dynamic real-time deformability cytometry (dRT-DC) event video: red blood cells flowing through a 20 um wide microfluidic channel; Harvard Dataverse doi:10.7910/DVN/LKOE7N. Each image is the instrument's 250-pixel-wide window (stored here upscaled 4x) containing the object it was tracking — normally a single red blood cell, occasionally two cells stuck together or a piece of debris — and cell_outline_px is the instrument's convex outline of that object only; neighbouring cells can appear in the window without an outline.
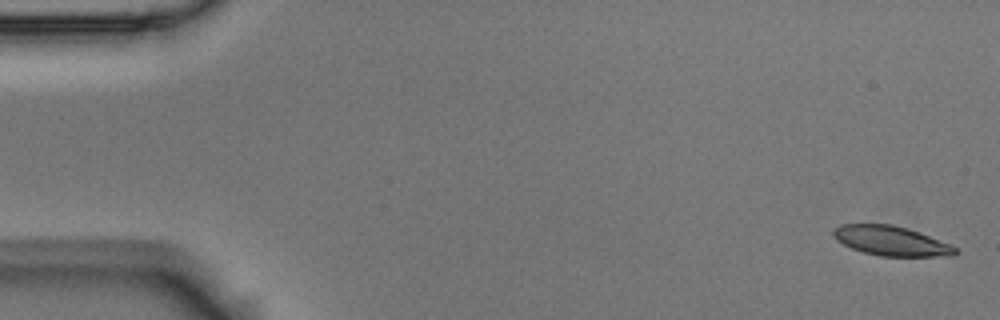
{"species": "Egyptian fruit bat (a non-hibernating species)", "species_latin": "Rousettus aegyptiacus", "temperature_condition": "room temperature", "stored_images_in_passage": 5, "camera_frame_rate_fps": 3000, "um_per_image_px": 0.085, "animal": {"sex": "male"}, "frame": {"image": 1, "passage_image": 1, "time_ms": 0.0, "image_size_px": [1000, 320], "cell_outline_px": [[960, 252], [956, 256], [880, 256], [864, 252], [852, 248], [836, 240], [832, 232], [840, 224], [892, 224], [908, 228], [920, 232], [948, 244], [956, 248]], "centroid_in_image_um": [75.77, 20.47], "position_along_channel_um": 9.2, "area_um2": 20.98}}
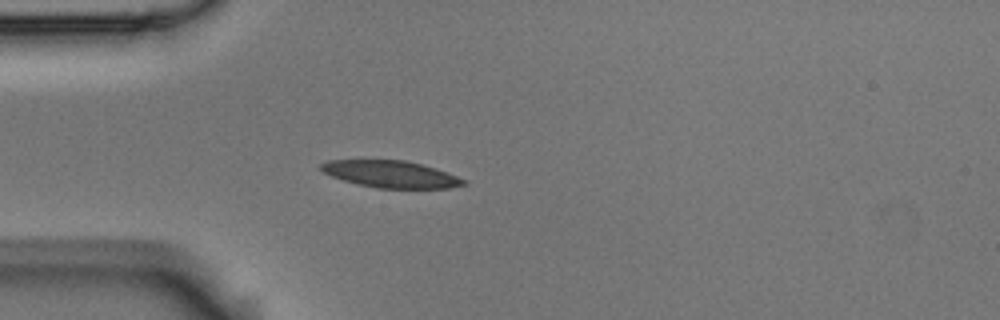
{"frame": {"image": 2, "passage_image": 5, "time_ms": 1.333, "image_size_px": [1000, 320], "cell_outline_px": [[468, 184], [448, 188], [376, 188], [356, 184], [332, 176], [324, 172], [320, 168], [320, 164], [328, 160], [404, 160], [420, 164], [448, 172], [468, 180]], "centroid_in_image_um": [33.25, 14.81], "position_along_channel_um": 51.7, "area_um2": 22.37}}